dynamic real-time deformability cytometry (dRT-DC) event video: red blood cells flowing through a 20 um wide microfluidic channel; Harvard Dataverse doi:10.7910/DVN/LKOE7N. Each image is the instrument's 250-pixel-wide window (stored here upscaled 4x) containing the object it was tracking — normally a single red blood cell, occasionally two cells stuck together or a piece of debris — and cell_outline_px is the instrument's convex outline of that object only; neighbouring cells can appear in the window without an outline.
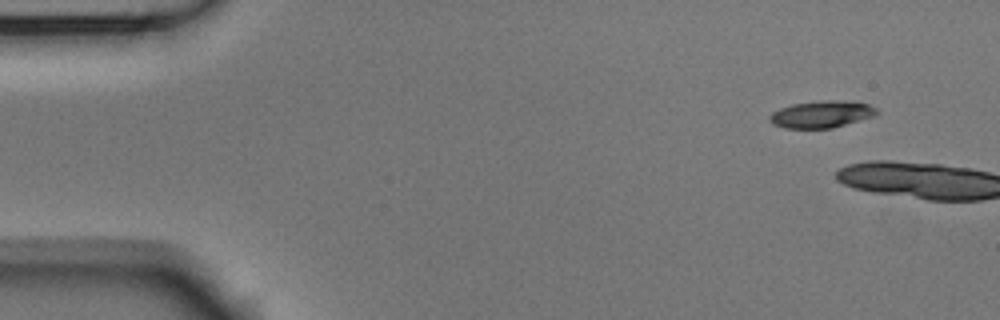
{"species": "Egyptian fruit bat (a non-hibernating species)", "species_latin": "Rousettus aegyptiacus", "temperature_condition": "room temperature", "stored_images_in_passage": 5, "camera_frame_rate_fps": 3000, "um_per_image_px": 0.085, "animal": {"sex": "male"}, "frame": {"image": 1, "passage_image": 1, "time_ms": 0.0, "image_size_px": [1000, 320], "cell_outline_px": [[880, 112], [872, 116], [832, 128], [784, 128], [772, 124], [768, 120], [768, 116], [772, 112], [780, 108], [792, 104], [820, 100], [832, 100], [868, 104], [876, 108]], "centroid_in_image_um": [69.76, 9.71], "position_along_channel_um": 15.2, "area_um2": 16.7}}